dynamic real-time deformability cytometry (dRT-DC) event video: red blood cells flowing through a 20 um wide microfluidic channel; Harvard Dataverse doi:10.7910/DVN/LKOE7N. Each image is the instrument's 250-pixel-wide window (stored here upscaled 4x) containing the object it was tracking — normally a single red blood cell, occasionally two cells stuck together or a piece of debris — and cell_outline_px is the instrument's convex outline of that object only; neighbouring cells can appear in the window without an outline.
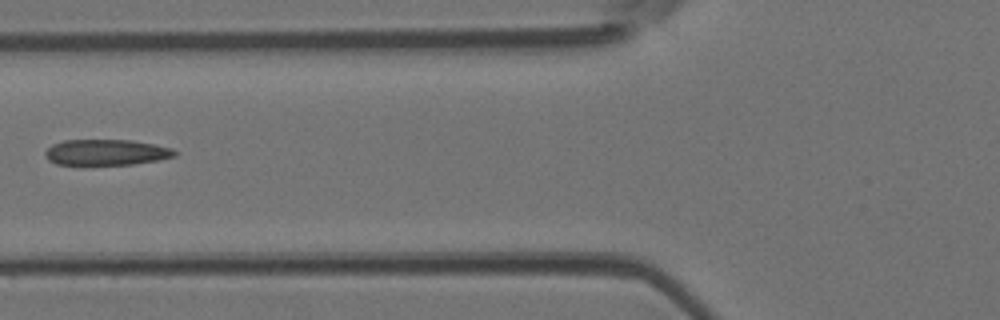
{"species": "Egyptian fruit bat (a non-hibernating species)", "species_latin": "Rousettus aegyptiacus", "temperature_condition": "room temperature", "stored_images_in_passage": 5, "camera_frame_rate_fps": 3000, "um_per_image_px": 0.085, "animal": {"sex": "female"}, "frame": {"image": 1, "passage_image": 4, "time_ms": 1.0, "image_size_px": [1000, 320], "cell_outline_px": [[176, 156], [156, 160], [132, 164], [56, 164], [48, 160], [44, 156], [44, 152], [52, 144], [64, 140], [128, 140], [152, 144], [172, 148], [176, 152]], "centroid_in_image_um": [8.98, 12.94], "position_along_channel_um": 116.8, "area_um2": 19.25}}
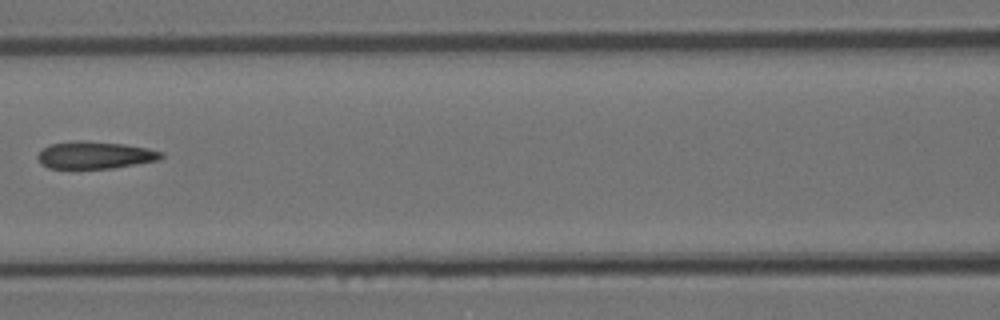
{"frame": {"image": 2, "passage_image": 5, "time_ms": 1.333, "image_size_px": [1000, 320], "cell_outline_px": [[164, 156], [160, 160], [112, 168], [48, 168], [40, 164], [36, 156], [48, 144], [72, 140], [84, 140], [124, 144], [148, 148], [164, 152]], "centroid_in_image_um": [8.07, 13.17], "position_along_channel_um": 158.5, "area_um2": 19.88}}